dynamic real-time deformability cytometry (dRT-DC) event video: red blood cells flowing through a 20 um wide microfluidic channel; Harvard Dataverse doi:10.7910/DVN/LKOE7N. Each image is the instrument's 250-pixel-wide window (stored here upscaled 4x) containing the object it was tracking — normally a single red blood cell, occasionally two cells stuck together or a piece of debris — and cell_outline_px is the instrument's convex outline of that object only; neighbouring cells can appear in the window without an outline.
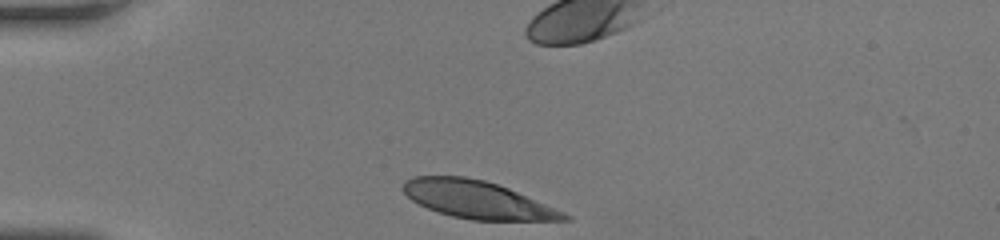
{"species": "human", "species_latin": "Homo sapiens", "temperature_condition": "room temperature", "stored_images_in_passage": 30, "camera_frame_rate_fps": 3000, "um_per_image_px": 0.085, "donor": {"sex": "female"}, "frame": {"image": 1, "passage_image": 1, "time_ms": 0.0, "image_size_px": [1000, 240], "cell_outline_px": [[572, 220], [472, 220], [452, 216], [428, 208], [412, 200], [400, 188], [404, 180], [412, 176], [464, 176], [484, 180], [508, 188], [564, 212], [572, 216]], "centroid_in_image_um": [40.54, 16.96], "position_along_channel_um": 44.5, "area_um2": 34.97}}
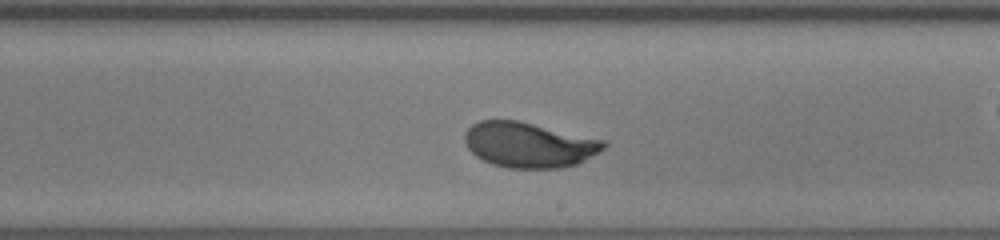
{"frame": {"image": 2, "passage_image": 18, "time_ms": 5.667, "image_size_px": [1000, 240], "cell_outline_px": [[608, 144], [604, 148], [576, 164], [560, 168], [508, 168], [492, 164], [476, 156], [468, 148], [464, 140], [464, 132], [472, 124], [480, 120], [516, 120], [608, 140]], "centroid_in_image_um": [44.96, 12.3], "position_along_channel_um": 244.0, "area_um2": 36.65}}
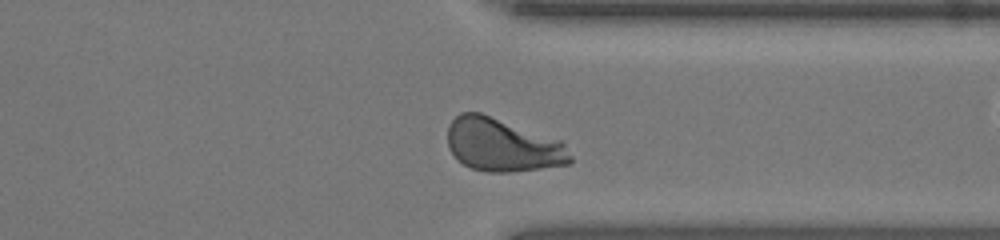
{"frame": {"image": 3, "passage_image": 27, "time_ms": 8.667, "image_size_px": [1000, 240], "cell_outline_px": [[572, 164], [508, 172], [488, 172], [472, 168], [456, 160], [448, 148], [448, 124], [460, 112], [480, 112], [560, 140], [564, 144], [572, 156]], "centroid_in_image_um": [42.69, 12.33], "position_along_channel_um": 368.7, "area_um2": 38.03}}